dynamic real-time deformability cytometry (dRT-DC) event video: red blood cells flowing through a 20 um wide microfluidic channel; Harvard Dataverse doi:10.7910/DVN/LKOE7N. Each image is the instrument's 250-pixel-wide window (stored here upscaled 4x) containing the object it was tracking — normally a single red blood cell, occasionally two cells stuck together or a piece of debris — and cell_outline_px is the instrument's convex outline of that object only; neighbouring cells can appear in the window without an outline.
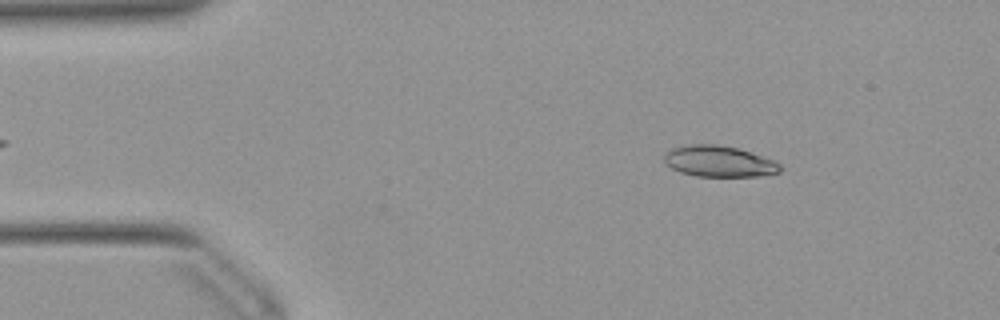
{"species": "Egyptian fruit bat (a non-hibernating species)", "species_latin": "Rousettus aegyptiacus", "temperature_condition": "warm", "stored_images_in_passage": 48, "camera_frame_rate_fps": 3000, "um_per_image_px": 0.085, "animal": {"sex": "female"}, "frame": {"image": 1, "passage_image": 4, "time_ms": 1.0, "image_size_px": [1000, 320], "cell_outline_px": [[784, 168], [780, 172], [756, 176], [696, 176], [680, 172], [664, 164], [664, 156], [672, 148], [688, 144], [716, 144], [736, 148], [772, 160], [780, 164]], "centroid_in_image_um": [61.08, 13.72], "position_along_channel_um": 23.9, "area_um2": 20.81}}
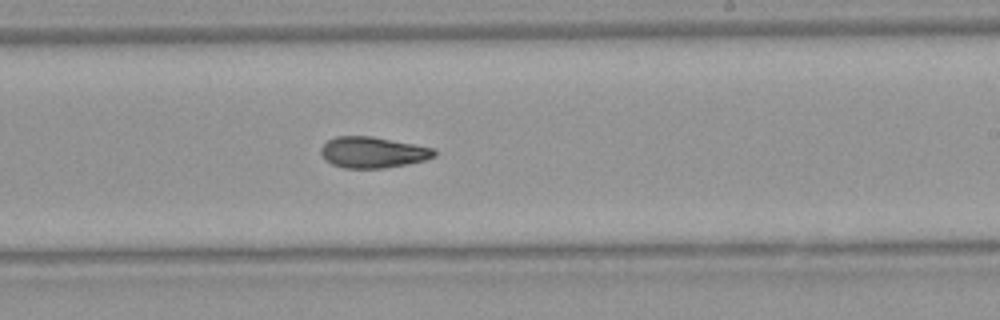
{"frame": {"image": 2, "passage_image": 27, "time_ms": 8.667, "image_size_px": [1000, 320], "cell_outline_px": [[436, 156], [424, 160], [408, 164], [384, 168], [344, 168], [332, 164], [324, 160], [320, 152], [320, 148], [328, 140], [336, 136], [372, 136], [416, 144], [436, 148]], "centroid_in_image_um": [31.7, 12.94], "position_along_channel_um": 257.3, "area_um2": 20.75}}
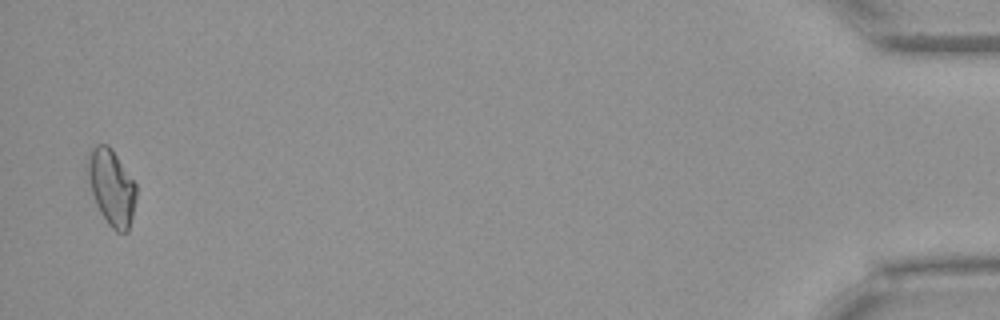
{"frame": {"image": 3, "passage_image": 47, "time_ms": 15.333, "image_size_px": [1000, 320], "cell_outline_px": [[136, 196], [132, 216], [128, 232], [116, 232], [108, 224], [100, 212], [96, 204], [88, 180], [88, 152], [96, 144], [108, 144], [136, 184]], "centroid_in_image_um": [9.47, 15.93], "position_along_channel_um": 425.7, "area_um2": 21.21}, "authors_computed_cell_mechanics": {"area_um2": 20.7502, "velocity_mm_per_s": 3.9343, "shape_relaxation_time_tau1_ms": null, "shape_relaxation_time_tau2_ms": 3.9807, "deformation_change_tau1": null, "deformation_change_tau2": 0.1045}}